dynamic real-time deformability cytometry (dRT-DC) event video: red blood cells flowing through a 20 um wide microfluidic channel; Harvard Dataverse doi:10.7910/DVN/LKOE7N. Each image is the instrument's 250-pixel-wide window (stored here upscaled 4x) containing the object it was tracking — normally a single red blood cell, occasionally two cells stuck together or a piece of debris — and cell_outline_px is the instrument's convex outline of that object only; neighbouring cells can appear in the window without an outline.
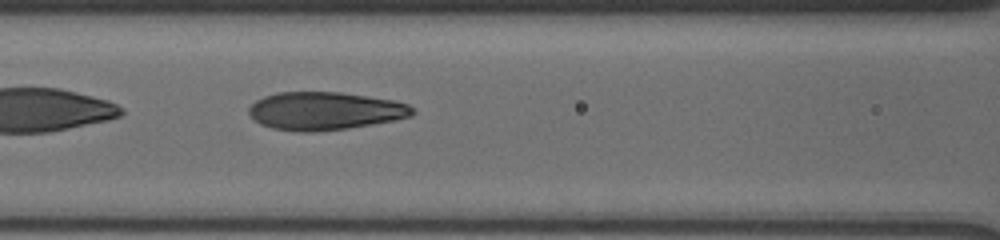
{"species": "human", "species_latin": "Homo sapiens", "temperature_condition": "cold", "stored_images_in_passage": 42, "segment_of_instrument_passage": [2, 2], "camera_frame_rate_fps": 3000, "um_per_image_px": 0.085, "donor": {"sex": "male"}, "frame": {"image": 1, "passage_image": 16, "time_ms": 6.333, "image_size_px": [1000, 240], "cell_outline_px": [[416, 112], [412, 116], [396, 120], [348, 128], [312, 132], [300, 132], [272, 128], [260, 124], [248, 112], [248, 108], [256, 100], [264, 96], [276, 92], [340, 92], [368, 96], [392, 100], [408, 104]], "centroid_in_image_um": [27.62, 9.43], "position_along_channel_um": 139.0, "area_um2": 36.24}}
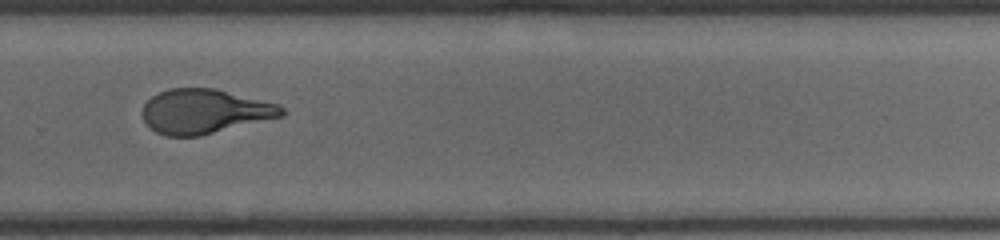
{"frame": {"image": 2, "passage_image": 28, "time_ms": 11.0, "image_size_px": [1000, 240], "cell_outline_px": [[284, 116], [200, 136], [164, 136], [148, 128], [144, 124], [140, 112], [144, 104], [152, 96], [168, 88], [216, 88], [280, 104], [284, 108]], "centroid_in_image_um": [17.36, 9.47], "position_along_channel_um": 312.4, "area_um2": 36.65}}
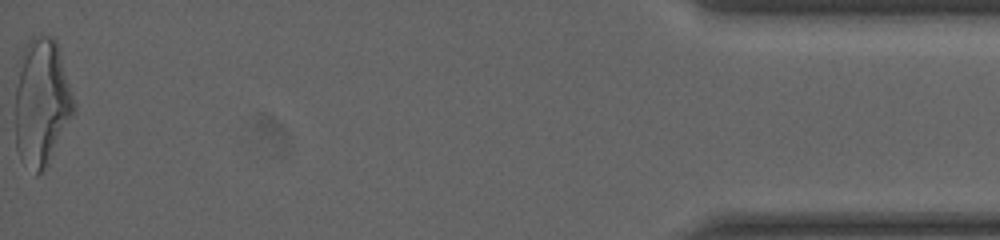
{"frame": {"image": 3, "passage_image": 42, "time_ms": 16.333, "image_size_px": [1000, 240], "cell_outline_px": [[76, 112], [48, 168], [36, 176], [20, 160], [16, 148], [16, 88], [20, 56], [28, 40], [32, 36], [52, 36], [56, 40], [76, 104]], "centroid_in_image_um": [3.57, 8.78], "position_along_channel_um": 431.6, "area_um2": 44.45}}